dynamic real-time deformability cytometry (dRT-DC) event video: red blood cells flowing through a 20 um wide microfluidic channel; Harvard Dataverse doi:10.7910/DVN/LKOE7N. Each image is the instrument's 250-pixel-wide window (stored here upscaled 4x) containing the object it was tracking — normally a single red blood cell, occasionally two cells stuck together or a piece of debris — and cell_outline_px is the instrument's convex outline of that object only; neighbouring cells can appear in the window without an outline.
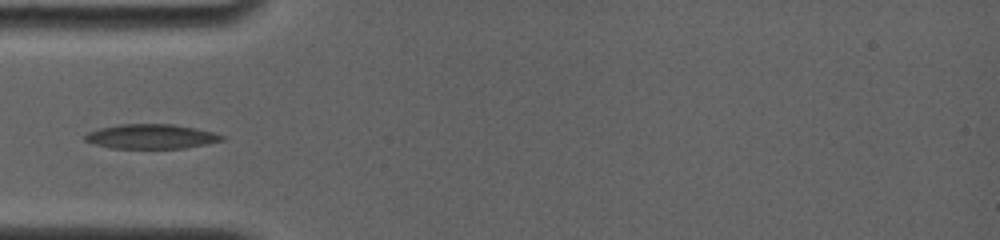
{"species": "common noctule bat (a hibernating species)", "species_latin": "Nyctalus noctula", "temperature_condition": "room temperature", "stored_images_in_passage": 3, "camera_frame_rate_fps": 4000, "um_per_image_px": 0.085, "animal": {"sex": "female", "body_mass_g": 19.0, "forearm_length_mm": 56.7}, "frame": {"image": 1, "passage_image": 1, "time_ms": 0.0, "image_size_px": [1000, 240], "cell_outline_px": [[224, 140], [208, 144], [184, 148], [112, 148], [96, 144], [84, 140], [84, 136], [88, 132], [100, 128], [120, 124], [172, 124], [196, 128], [212, 132], [224, 136]], "centroid_in_image_um": [12.86, 11.6], "position_along_channel_um": 72.1, "area_um2": 19.48}}
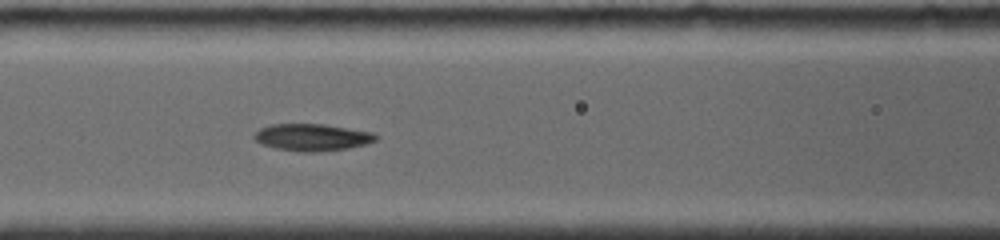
{"frame": {"image": 2, "passage_image": 3, "time_ms": 1.75, "image_size_px": [1000, 240], "cell_outline_px": [[380, 136], [376, 140], [368, 144], [348, 148], [316, 152], [300, 152], [276, 148], [260, 144], [252, 136], [260, 128], [272, 124], [320, 124], [372, 132]], "centroid_in_image_um": [26.53, 11.68], "position_along_channel_um": 140.1, "area_um2": 19.13}}